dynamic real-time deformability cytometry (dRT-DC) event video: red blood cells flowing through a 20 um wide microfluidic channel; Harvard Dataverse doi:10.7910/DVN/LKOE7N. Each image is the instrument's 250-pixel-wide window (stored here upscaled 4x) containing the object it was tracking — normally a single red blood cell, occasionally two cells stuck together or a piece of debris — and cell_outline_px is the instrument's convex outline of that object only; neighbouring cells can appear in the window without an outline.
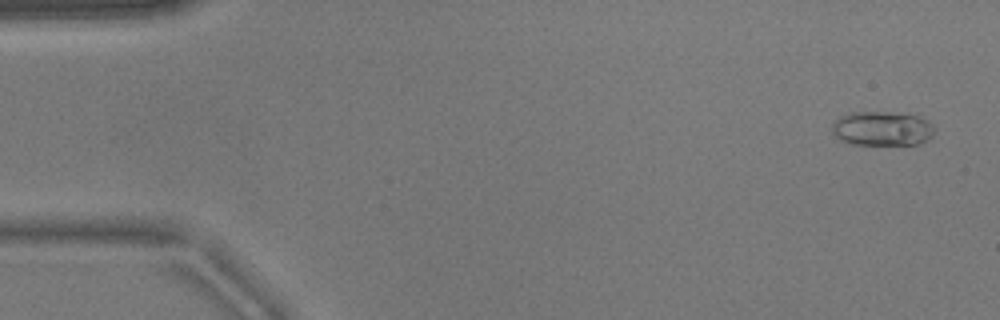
{"species": "common noctule bat (a hibernating species)", "species_latin": "Nyctalus noctula", "temperature_condition": "warm", "stored_images_in_passage": 53, "camera_frame_rate_fps": 3000, "um_per_image_px": 0.085, "animal": {"sex": "male", "body_mass_g": 17.9}, "frame": {"image": 1, "passage_image": 3, "time_ms": 0.667, "image_size_px": [1000, 320], "cell_outline_px": [[936, 128], [932, 136], [916, 144], [852, 144], [840, 140], [832, 132], [832, 124], [840, 116], [848, 112], [888, 112], [916, 116], [928, 120]], "centroid_in_image_um": [74.96, 10.92], "position_along_channel_um": 10.0, "area_um2": 20.4}}
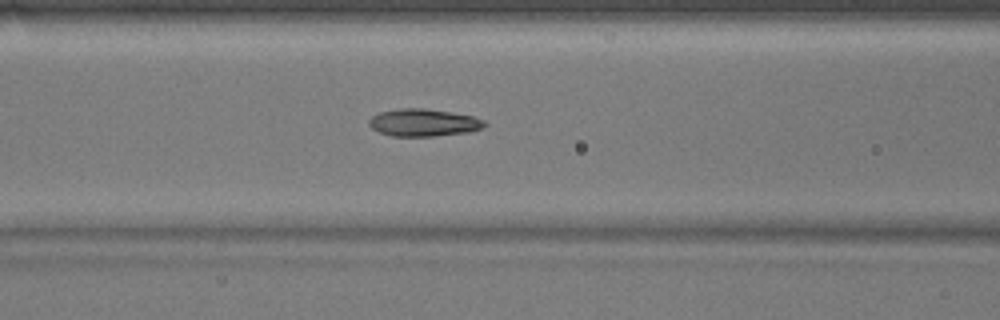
{"frame": {"image": 2, "passage_image": 22, "time_ms": 7.0, "image_size_px": [1000, 320], "cell_outline_px": [[488, 124], [484, 128], [468, 132], [432, 136], [392, 136], [380, 132], [372, 128], [368, 124], [368, 120], [372, 116], [380, 112], [400, 108], [424, 108], [472, 116], [484, 120]], "centroid_in_image_um": [36.0, 10.42], "position_along_channel_um": 130.6, "area_um2": 18.38}}
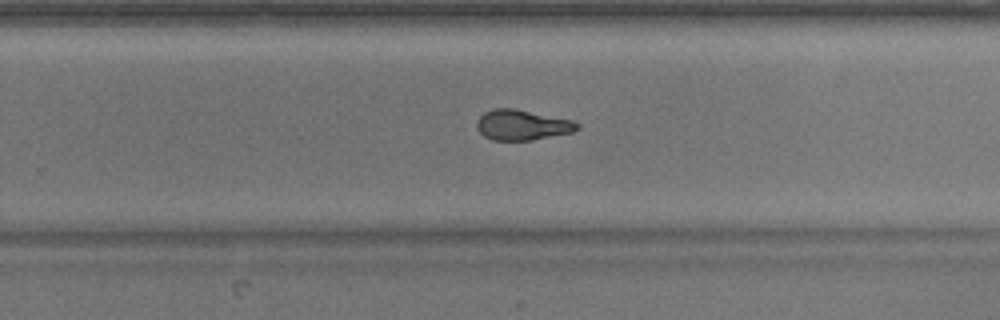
{"frame": {"image": 3, "passage_image": 34, "time_ms": 11.0, "image_size_px": [1000, 320], "cell_outline_px": [[580, 128], [572, 132], [532, 140], [492, 140], [484, 136], [476, 128], [476, 120], [484, 112], [492, 108], [516, 108], [572, 120], [580, 124]], "centroid_in_image_um": [44.36, 10.61], "position_along_channel_um": 285.4, "area_um2": 17.92}, "authors_computed_cell_mechanics": {"area_um2": 18.9006, "velocity_mm_per_s": 3.8768, "shape_relaxation_time_tau1_ms": 7.6089, "shape_relaxation_time_tau2_ms": 2.1319, "deformation_change_tau1": 0.1984, "deformation_change_tau2": 0.0879}}